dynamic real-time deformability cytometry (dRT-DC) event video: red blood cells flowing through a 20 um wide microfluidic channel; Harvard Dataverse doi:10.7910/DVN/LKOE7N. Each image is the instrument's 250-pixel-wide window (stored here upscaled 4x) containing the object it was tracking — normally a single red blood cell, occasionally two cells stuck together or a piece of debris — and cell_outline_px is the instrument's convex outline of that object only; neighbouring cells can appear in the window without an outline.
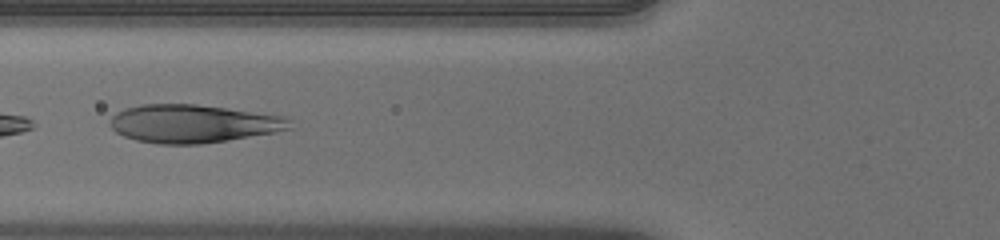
{"species": "human", "species_latin": "Homo sapiens", "temperature_condition": "warm", "stored_images_in_passage": 49, "camera_frame_rate_fps": 3000, "um_per_image_px": 0.085, "donor": {"sex": "male"}, "frame": {"image": 1, "passage_image": 19, "time_ms": 6.0, "image_size_px": [1000, 240], "cell_outline_px": [[292, 128], [272, 132], [228, 140], [200, 144], [156, 144], [136, 140], [124, 136], [116, 132], [112, 128], [108, 120], [116, 112], [124, 108], [140, 104], [196, 104], [284, 116], [288, 120]], "centroid_in_image_um": [16.33, 10.51], "position_along_channel_um": 109.5, "area_um2": 39.77}}
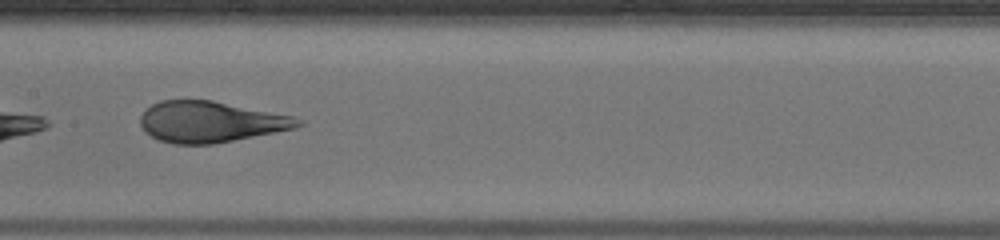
{"frame": {"image": 2, "passage_image": 25, "time_ms": 8.0, "image_size_px": [1000, 240], "cell_outline_px": [[304, 124], [296, 128], [212, 144], [172, 144], [160, 140], [144, 132], [140, 124], [140, 116], [152, 104], [160, 100], [212, 100], [296, 116]], "centroid_in_image_um": [17.9, 10.35], "position_along_channel_um": 189.5, "area_um2": 37.69}}
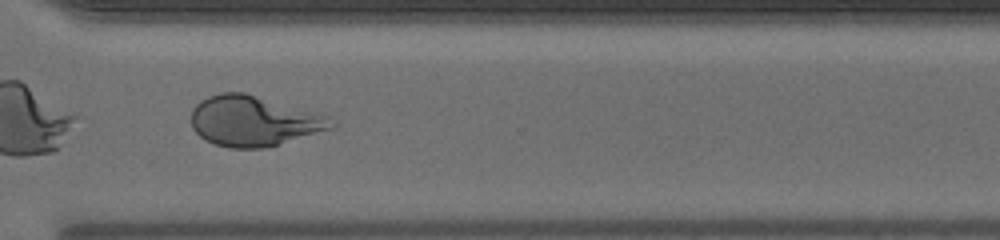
{"frame": {"image": 3, "passage_image": 37, "time_ms": 12.0, "image_size_px": [1000, 240], "cell_outline_px": [[336, 124], [332, 128], [264, 148], [232, 148], [216, 144], [200, 136], [192, 128], [192, 108], [200, 100], [208, 96], [220, 92], [244, 92], [316, 112], [328, 116]], "centroid_in_image_um": [21.54, 10.27], "position_along_channel_um": 349.1, "area_um2": 40.69}, "authors_computed_cell_mechanics": {"area_um2": 41.327, "velocity_mm_per_s": 3.9987, "shape_relaxation_time_tau1_ms": 8.9851, "shape_relaxation_time_tau2_ms": null, "deformation_change_tau1": 0.3152, "deformation_change_tau2": null}}